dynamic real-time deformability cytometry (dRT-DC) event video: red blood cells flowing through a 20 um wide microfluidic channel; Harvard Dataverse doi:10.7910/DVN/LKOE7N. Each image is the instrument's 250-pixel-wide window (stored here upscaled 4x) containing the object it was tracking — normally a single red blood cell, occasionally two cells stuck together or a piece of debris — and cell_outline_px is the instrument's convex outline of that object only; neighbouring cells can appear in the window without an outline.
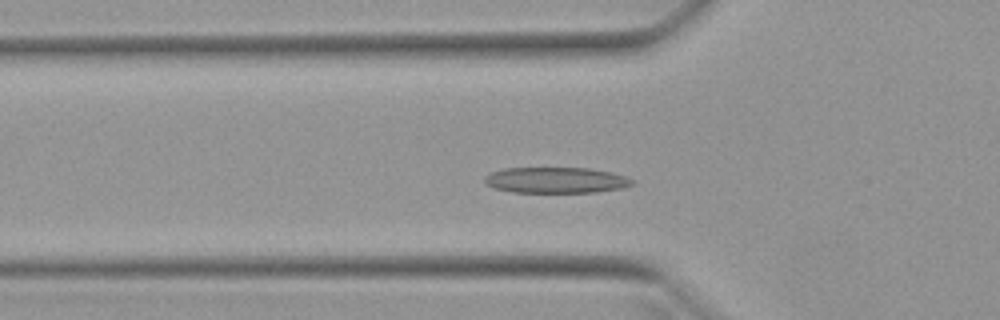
{"species": "Egyptian fruit bat (a non-hibernating species)", "species_latin": "Rousettus aegyptiacus", "temperature_condition": "warm", "stored_images_in_passage": 38, "camera_frame_rate_fps": 3000, "um_per_image_px": 0.085, "animal": {"sex": "female"}, "frame": {"image": 1, "passage_image": 3, "time_ms": 0.667, "image_size_px": [1000, 320], "cell_outline_px": [[632, 184], [620, 188], [596, 192], [512, 192], [492, 188], [484, 184], [484, 176], [492, 172], [504, 168], [588, 168], [608, 172], [624, 176], [632, 180]], "centroid_in_image_um": [47.15, 15.31], "position_along_channel_um": 78.6, "area_um2": 22.08}}
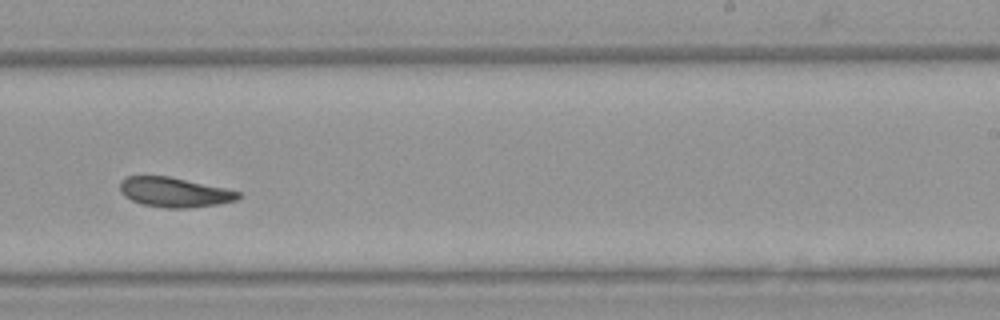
{"frame": {"image": 2, "passage_image": 18, "time_ms": 5.667, "image_size_px": [1000, 320], "cell_outline_px": [[240, 196], [236, 200], [220, 204], [188, 208], [164, 208], [140, 204], [124, 196], [120, 192], [120, 180], [124, 176], [168, 176], [224, 188], [240, 192]], "centroid_in_image_um": [14.77, 16.35], "position_along_channel_um": 274.2, "area_um2": 20.52}}
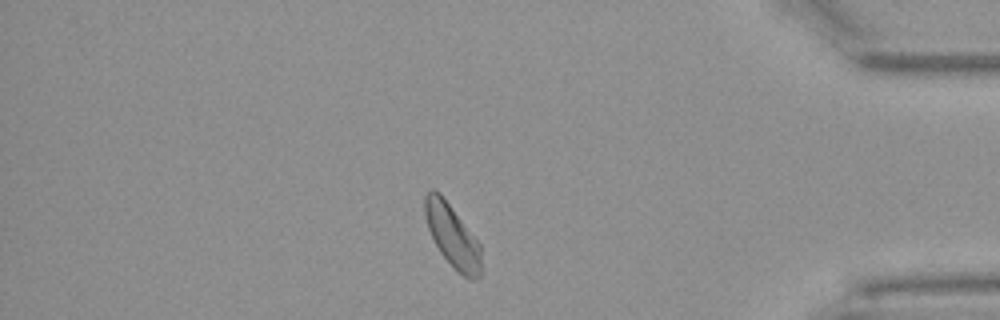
{"frame": {"image": 3, "passage_image": 30, "time_ms": 9.667, "image_size_px": [1000, 320], "cell_outline_px": [[480, 276], [476, 280], [468, 280], [440, 252], [428, 228], [424, 216], [424, 196], [432, 188], [440, 192], [480, 244]], "centroid_in_image_um": [38.43, 20.01], "position_along_channel_um": 396.8, "area_um2": 20.17}, "authors_computed_cell_mechanics": {"area_um2": 20.8369, "velocity_mm_per_s": 3.9209, "shape_relaxation_time_tau1_ms": 3.8255, "shape_relaxation_time_tau2_ms": 3.0537, "deformation_change_tau1": 0.1205, "deformation_change_tau2": 0.0943}}